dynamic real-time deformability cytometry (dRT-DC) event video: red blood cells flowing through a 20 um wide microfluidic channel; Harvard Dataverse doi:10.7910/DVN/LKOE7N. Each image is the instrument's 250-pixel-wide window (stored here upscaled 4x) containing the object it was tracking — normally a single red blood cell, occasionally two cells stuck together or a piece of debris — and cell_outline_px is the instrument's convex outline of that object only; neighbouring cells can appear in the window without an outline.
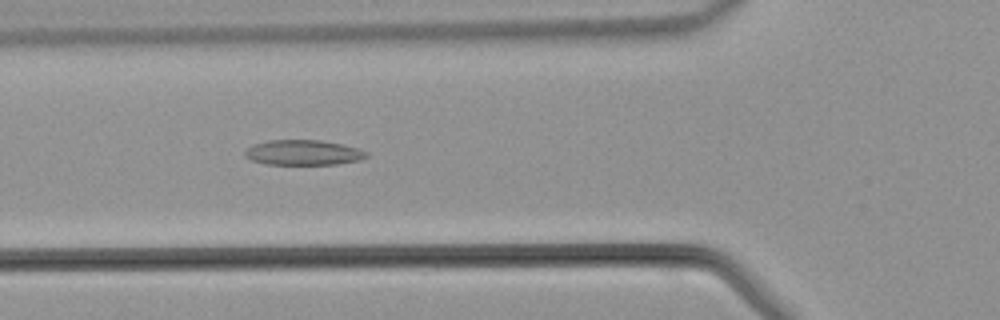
{"species": "common noctule bat (a hibernating species)", "species_latin": "Nyctalus noctula", "temperature_condition": "warm", "stored_images_in_passage": 34, "camera_frame_rate_fps": 3000, "um_per_image_px": 0.085, "animal": {"sex": "male", "body_mass_g": 21.5, "forearm_length_mm": 52.0}, "frame": {"image": 1, "passage_image": 5, "time_ms": 1.333, "image_size_px": [1000, 320], "cell_outline_px": [[368, 156], [360, 160], [336, 164], [264, 164], [252, 160], [244, 156], [244, 152], [252, 144], [268, 140], [320, 140], [360, 148], [368, 152]], "centroid_in_image_um": [25.77, 12.96], "position_along_channel_um": 100.0, "area_um2": 17.86}}
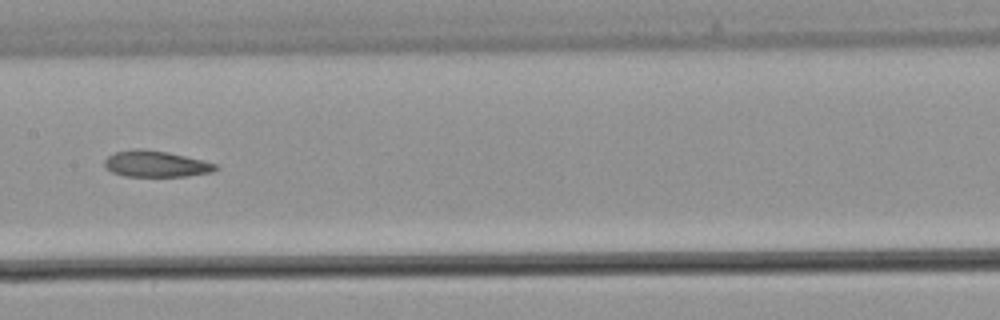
{"frame": {"image": 2, "passage_image": 11, "time_ms": 3.333, "image_size_px": [1000, 320], "cell_outline_px": [[220, 168], [212, 172], [188, 176], [124, 176], [112, 172], [104, 164], [104, 160], [108, 156], [116, 152], [136, 148], [144, 148], [168, 152], [216, 164]], "centroid_in_image_um": [13.24, 13.93], "position_along_channel_um": 194.2, "area_um2": 16.88}}
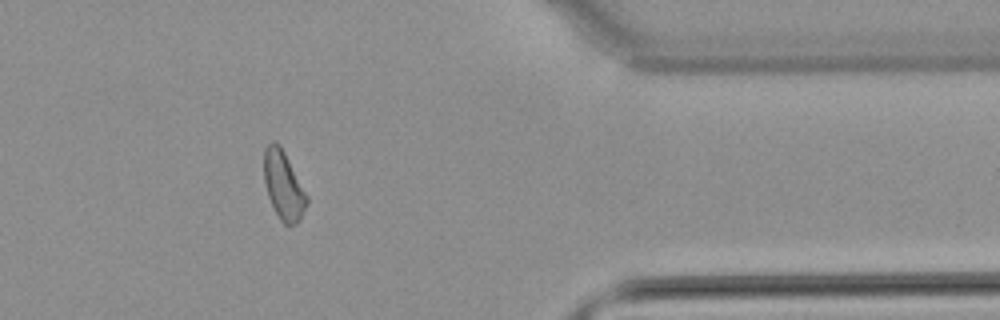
{"frame": {"image": 3, "passage_image": 25, "time_ms": 8.0, "image_size_px": [1000, 320], "cell_outline_px": [[308, 204], [300, 220], [296, 224], [284, 224], [280, 220], [268, 196], [264, 180], [264, 148], [272, 140], [276, 140], [280, 144], [308, 196]], "centroid_in_image_um": [24.1, 15.74], "position_along_channel_um": 387.3, "area_um2": 17.11}}